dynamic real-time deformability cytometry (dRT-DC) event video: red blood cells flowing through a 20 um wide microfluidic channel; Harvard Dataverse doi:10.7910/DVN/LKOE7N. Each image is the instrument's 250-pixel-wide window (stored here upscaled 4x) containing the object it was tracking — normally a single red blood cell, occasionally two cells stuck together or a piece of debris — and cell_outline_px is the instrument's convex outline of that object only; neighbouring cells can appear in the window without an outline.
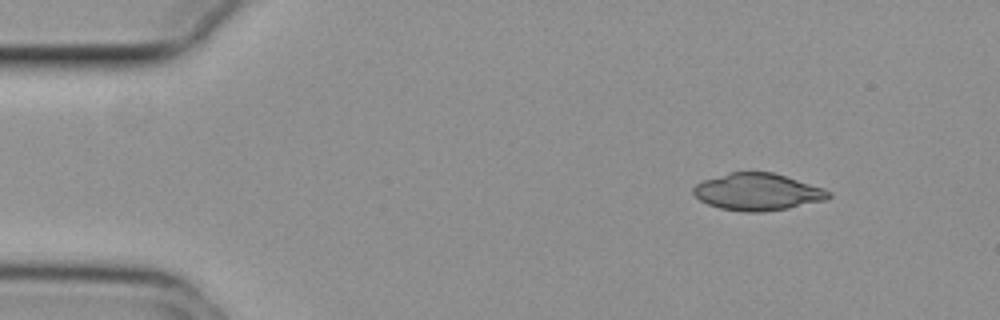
{"species": "common noctule bat (a hibernating species)", "species_latin": "Nyctalus noctula", "temperature_condition": "cold", "stored_images_in_passage": 19, "camera_frame_rate_fps": 3000, "um_per_image_px": 0.085, "animal": {"sex": "female", "body_mass_g": 29.2, "forearm_length_mm": 56.3}, "frame": {"image": 1, "passage_image": 5, "time_ms": 1.333, "image_size_px": [1000, 320], "cell_outline_px": [[832, 196], [828, 200], [788, 208], [760, 212], [744, 212], [720, 208], [708, 204], [700, 200], [692, 192], [692, 188], [696, 184], [704, 180], [728, 172], [772, 172], [824, 188], [832, 192]], "centroid_in_image_um": [64.42, 16.31], "position_along_channel_um": 20.6, "area_um2": 29.25}}
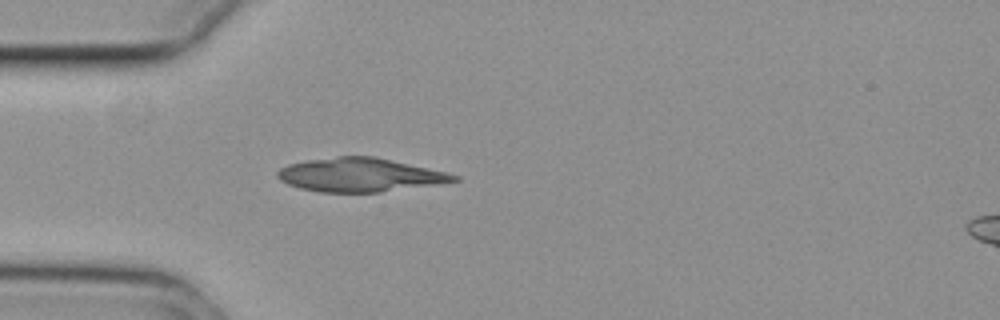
{"frame": {"image": 2, "passage_image": 14, "time_ms": 4.333, "image_size_px": [1000, 320], "cell_outline_px": [[460, 180], [440, 184], [380, 192], [320, 192], [300, 188], [288, 184], [280, 180], [276, 176], [276, 172], [280, 168], [288, 164], [308, 160], [336, 156], [376, 156], [448, 172], [460, 176]], "centroid_in_image_um": [30.63, 14.86], "position_along_channel_um": 54.4, "area_um2": 34.91}}
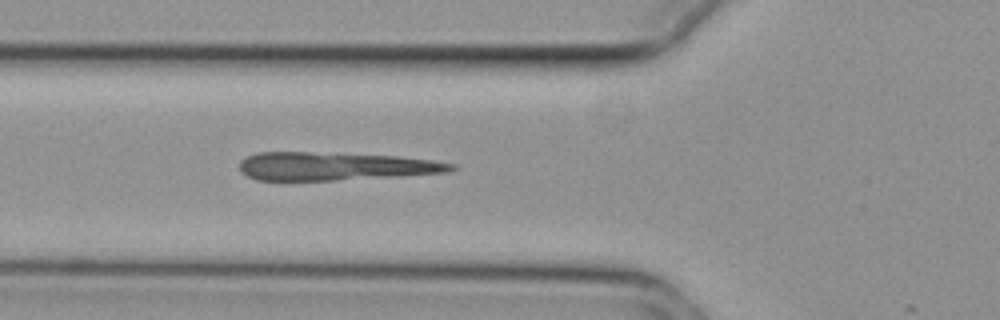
{"frame": {"image": 3, "passage_image": 18, "time_ms": 5.667, "image_size_px": [1000, 320], "cell_outline_px": [[456, 168], [448, 172], [400, 176], [336, 180], [256, 180], [240, 172], [240, 160], [256, 152], [308, 152], [396, 156], [432, 160], [456, 164]], "centroid_in_image_um": [28.46, 14.13], "position_along_channel_um": 97.3, "area_um2": 34.62}}